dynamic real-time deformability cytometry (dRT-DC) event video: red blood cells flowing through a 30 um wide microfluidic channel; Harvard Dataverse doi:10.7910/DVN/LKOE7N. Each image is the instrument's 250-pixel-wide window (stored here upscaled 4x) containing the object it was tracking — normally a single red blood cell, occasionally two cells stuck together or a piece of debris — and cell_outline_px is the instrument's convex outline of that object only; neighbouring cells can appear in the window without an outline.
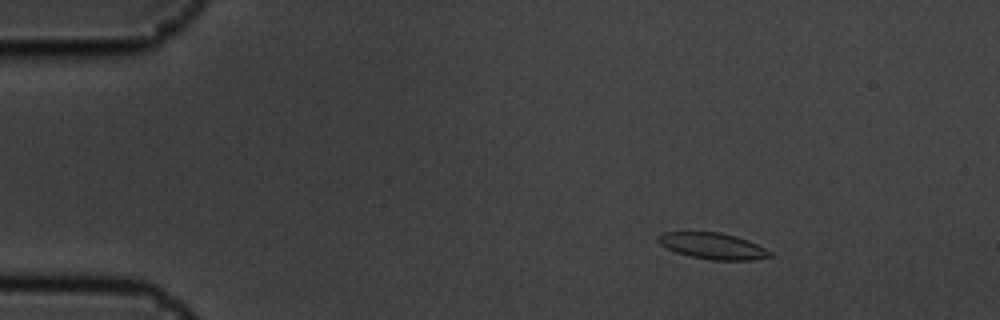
{"species": "common noctule bat (a hibernating species)", "species_latin": "Nyctalus noctula", "temperature_condition": "cold", "stored_images_in_passage": 56, "camera_frame_rate_fps": 3000, "um_per_image_px": 0.085, "animal": {"sex": "male", "body_mass_g": 19.5, "forearm_length_mm": 54.6}, "frame": {"image": 1, "passage_image": 8, "time_ms": 2.333, "image_size_px": [1000, 320], "cell_outline_px": [[772, 256], [752, 260], [712, 260], [692, 256], [676, 252], [660, 244], [660, 236], [664, 232], [720, 232], [736, 236], [748, 240], [772, 252]], "centroid_in_image_um": [60.64, 20.91], "position_along_channel_um": 24.4, "area_um2": 16.76}}
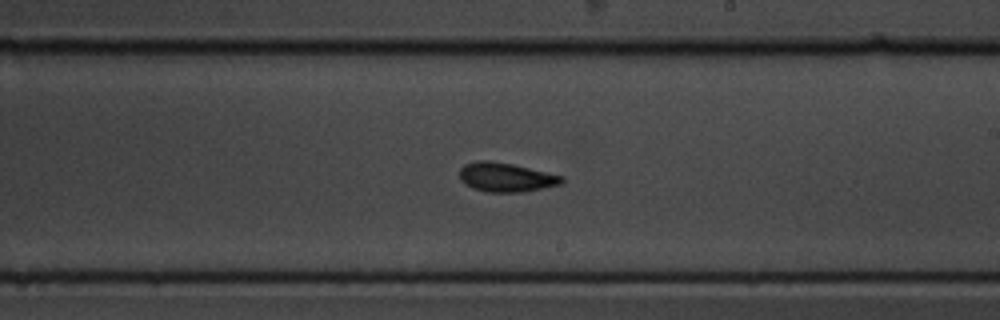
{"frame": {"image": 2, "passage_image": 33, "time_ms": 10.667, "image_size_px": [1000, 320], "cell_outline_px": [[564, 180], [560, 184], [524, 192], [488, 192], [472, 188], [464, 184], [460, 180], [460, 168], [464, 164], [476, 160], [488, 160], [512, 164], [564, 176]], "centroid_in_image_um": [42.97, 15.06], "position_along_channel_um": 246.0, "area_um2": 17.4}}
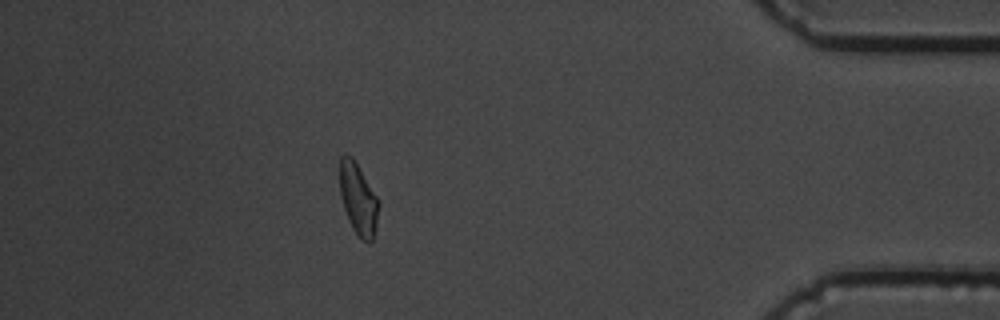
{"frame": {"image": 3, "passage_image": 50, "time_ms": 16.333, "image_size_px": [1000, 320], "cell_outline_px": [[380, 204], [372, 244], [368, 244], [352, 228], [348, 220], [340, 196], [340, 156], [344, 152], [352, 156], [380, 200]], "centroid_in_image_um": [30.46, 16.89], "position_along_channel_um": 404.7, "area_um2": 16.42}, "authors_computed_cell_mechanics": {"area_um2": 16.9065, "velocity_mm_per_s": 3.5612, "shape_relaxation_time_tau1_ms": 7.5807, "shape_relaxation_time_tau2_ms": 3.8853, "deformation_change_tau1": 0.2065, "deformation_change_tau2": 0.0883}}